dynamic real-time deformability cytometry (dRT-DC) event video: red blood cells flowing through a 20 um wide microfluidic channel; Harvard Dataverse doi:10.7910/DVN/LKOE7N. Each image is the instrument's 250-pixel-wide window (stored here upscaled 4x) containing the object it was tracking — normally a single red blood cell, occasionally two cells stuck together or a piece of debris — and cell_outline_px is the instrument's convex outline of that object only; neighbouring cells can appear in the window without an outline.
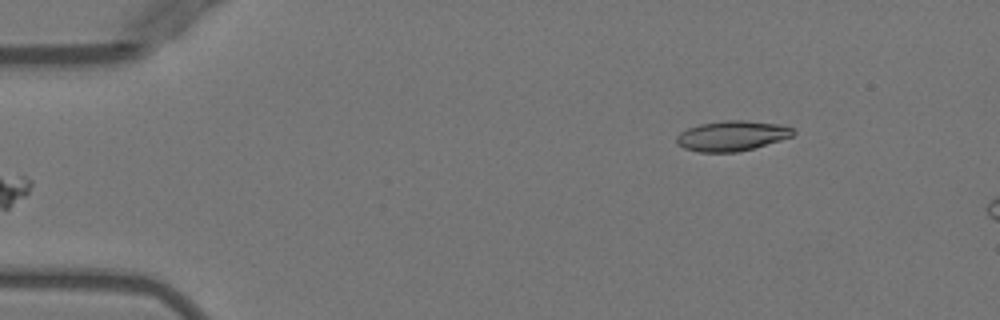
{"species": "Egyptian fruit bat (a non-hibernating species)", "species_latin": "Rousettus aegyptiacus", "temperature_condition": "warm", "stored_images_in_passage": 7, "camera_frame_rate_fps": 3000, "um_per_image_px": 0.085, "animal": {"sex": "female"}, "frame": {"image": 1, "passage_image": 1, "time_ms": 0.0, "image_size_px": [1000, 320], "cell_outline_px": [[796, 132], [792, 136], [780, 140], [752, 148], [736, 152], [700, 152], [684, 148], [676, 144], [676, 136], [680, 132], [688, 128], [700, 124], [724, 120], [744, 120], [780, 124], [796, 128]], "centroid_in_image_um": [62.21, 11.53], "position_along_channel_um": 22.8, "area_um2": 20.52}}